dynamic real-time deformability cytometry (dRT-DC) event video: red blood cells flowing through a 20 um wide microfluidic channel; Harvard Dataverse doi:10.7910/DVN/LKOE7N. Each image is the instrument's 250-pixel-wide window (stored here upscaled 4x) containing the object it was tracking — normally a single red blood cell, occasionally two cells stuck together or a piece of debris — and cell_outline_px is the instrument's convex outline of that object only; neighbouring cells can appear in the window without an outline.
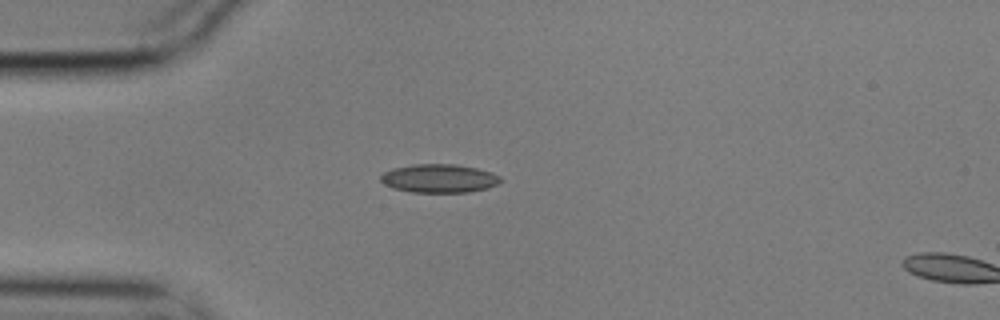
{"species": "common noctule bat (a hibernating species)", "species_latin": "Nyctalus noctula", "temperature_condition": "cold", "stored_images_in_passage": 3, "camera_frame_rate_fps": 3000, "um_per_image_px": 0.085, "animal": {"sex": "male", "body_mass_g": 17.9}, "frame": {"image": 1, "passage_image": 1, "time_ms": 0.0, "image_size_px": [1000, 320], "cell_outline_px": [[504, 180], [500, 184], [488, 188], [468, 192], [412, 192], [392, 188], [384, 184], [380, 180], [380, 176], [384, 172], [392, 168], [412, 164], [456, 164], [476, 168], [492, 172], [500, 176]], "centroid_in_image_um": [37.35, 15.16], "position_along_channel_um": 47.6, "area_um2": 20.17}}